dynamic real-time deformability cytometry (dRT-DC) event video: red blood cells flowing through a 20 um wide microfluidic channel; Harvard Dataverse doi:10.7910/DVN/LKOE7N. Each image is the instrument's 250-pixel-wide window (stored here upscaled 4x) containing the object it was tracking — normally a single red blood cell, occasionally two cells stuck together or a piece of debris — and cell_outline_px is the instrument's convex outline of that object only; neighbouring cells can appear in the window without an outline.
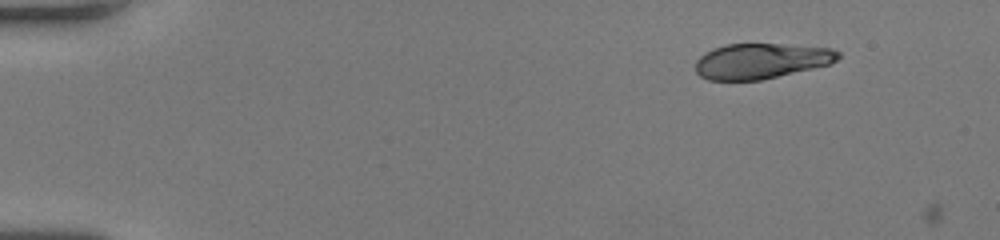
{"species": "human", "species_latin": "Homo sapiens", "temperature_condition": "room temperature", "stored_images_in_passage": 2, "camera_frame_rate_fps": 3000, "um_per_image_px": 0.085, "donor": {"sex": "female"}, "frame": {"image": 1, "passage_image": 1, "time_ms": 0.0, "image_size_px": [1000, 240], "cell_outline_px": [[840, 56], [836, 60], [828, 64], [812, 68], [760, 80], [708, 80], [700, 76], [696, 72], [696, 60], [704, 52], [712, 48], [724, 44], [780, 44], [832, 48], [840, 52]], "centroid_in_image_um": [64.65, 5.17], "position_along_channel_um": 20.4, "area_um2": 29.3}}